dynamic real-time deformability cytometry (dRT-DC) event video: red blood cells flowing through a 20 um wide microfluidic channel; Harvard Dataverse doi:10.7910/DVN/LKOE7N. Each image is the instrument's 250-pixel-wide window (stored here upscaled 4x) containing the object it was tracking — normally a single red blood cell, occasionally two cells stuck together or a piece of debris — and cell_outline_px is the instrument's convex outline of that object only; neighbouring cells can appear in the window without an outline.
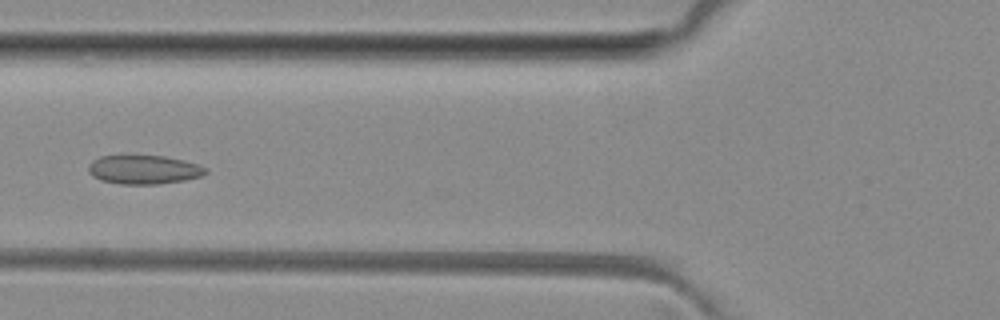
{"species": "common noctule bat (a hibernating species)", "species_latin": "Nyctalus noctula", "temperature_condition": "room temperature", "stored_images_in_passage": 6, "camera_frame_rate_fps": 3000, "um_per_image_px": 0.085, "animal": {"sex": "female", "body_mass_g": 29.2, "forearm_length_mm": 56.3}, "frame": {"image": 1, "passage_image": 5, "time_ms": 4.667, "image_size_px": [1000, 320], "cell_outline_px": [[208, 172], [200, 176], [184, 180], [160, 184], [120, 184], [100, 180], [92, 176], [88, 172], [88, 164], [92, 160], [100, 156], [124, 152], [164, 156], [196, 164], [208, 168]], "centroid_in_image_um": [12.13, 14.37], "position_along_channel_um": 113.7, "area_um2": 20.58}}
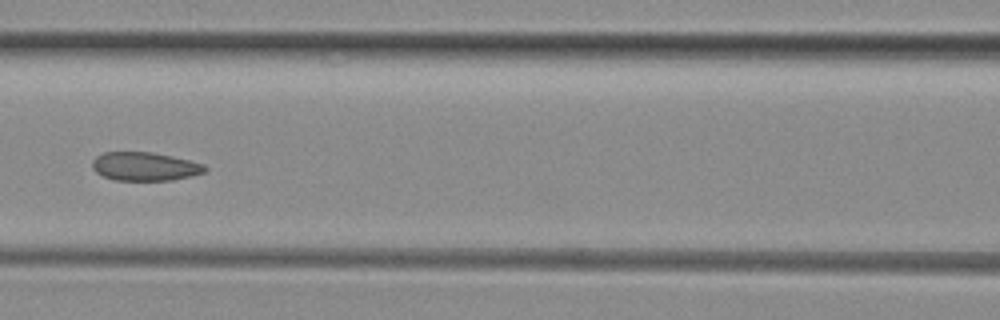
{"frame": {"image": 2, "passage_image": 6, "time_ms": 5.667, "image_size_px": [1000, 320], "cell_outline_px": [[208, 168], [204, 172], [192, 176], [172, 180], [116, 180], [104, 176], [96, 172], [92, 168], [92, 160], [96, 156], [104, 152], [152, 152], [172, 156], [204, 164]], "centroid_in_image_um": [12.31, 14.14], "position_along_channel_um": 154.3, "area_um2": 18.73}}